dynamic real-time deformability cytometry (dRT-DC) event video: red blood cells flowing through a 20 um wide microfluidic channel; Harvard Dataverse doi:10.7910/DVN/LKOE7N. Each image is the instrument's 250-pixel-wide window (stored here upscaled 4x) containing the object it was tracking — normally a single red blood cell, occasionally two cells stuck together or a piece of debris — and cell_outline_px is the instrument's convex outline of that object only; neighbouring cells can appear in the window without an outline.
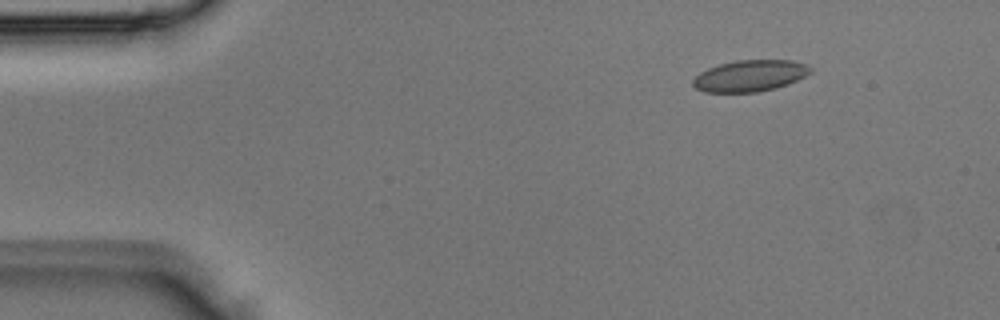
{"species": "Egyptian fruit bat (a non-hibernating species)", "species_latin": "Rousettus aegyptiacus", "temperature_condition": "room temperature", "stored_images_in_passage": 3, "camera_frame_rate_fps": 3000, "um_per_image_px": 0.085, "animal": {"sex": "male"}, "frame": {"image": 1, "passage_image": 1, "time_ms": 0.0, "image_size_px": [1000, 320], "cell_outline_px": [[812, 72], [788, 84], [776, 88], [756, 92], [704, 92], [696, 88], [692, 84], [692, 80], [700, 72], [708, 68], [720, 64], [736, 60], [792, 60], [804, 64], [812, 68]], "centroid_in_image_um": [63.73, 6.44], "position_along_channel_um": 21.3, "area_um2": 21.44}}
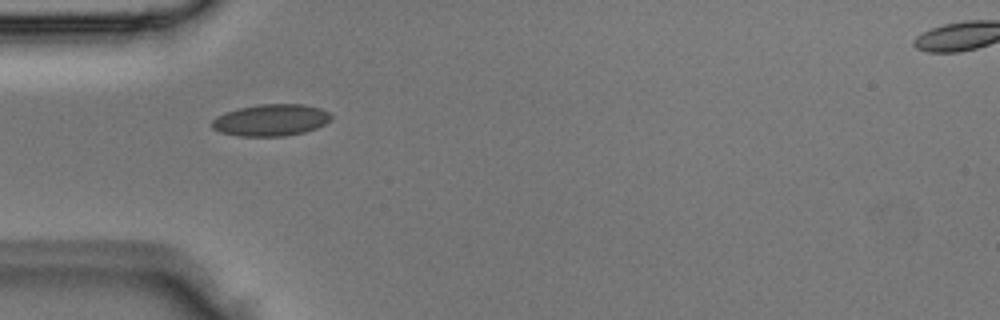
{"frame": {"image": 2, "passage_image": 3, "time_ms": 0.667, "image_size_px": [1000, 320], "cell_outline_px": [[332, 120], [316, 128], [304, 132], [284, 136], [240, 136], [220, 132], [212, 128], [212, 120], [216, 116], [240, 108], [260, 104], [304, 104], [320, 108], [328, 112], [332, 116]], "centroid_in_image_um": [23.05, 10.21], "position_along_channel_um": 62.0, "area_um2": 21.96}}